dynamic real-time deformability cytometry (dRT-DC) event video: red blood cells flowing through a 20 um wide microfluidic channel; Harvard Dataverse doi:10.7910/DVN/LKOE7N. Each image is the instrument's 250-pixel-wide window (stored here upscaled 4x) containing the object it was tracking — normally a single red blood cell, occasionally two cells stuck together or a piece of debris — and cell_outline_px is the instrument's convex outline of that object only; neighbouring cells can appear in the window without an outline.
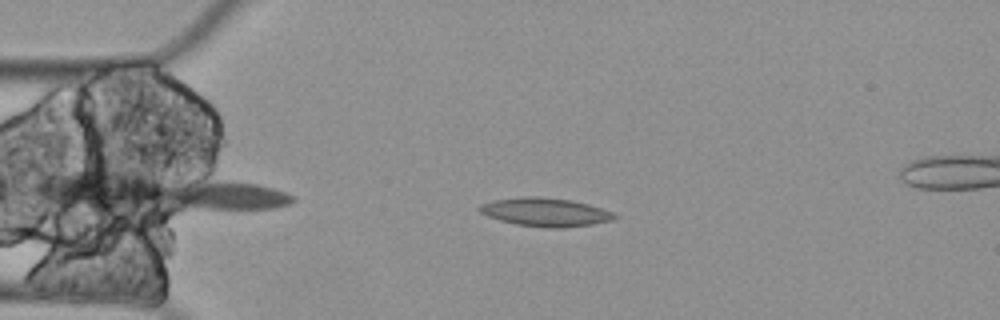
{"species": "Egyptian fruit bat (a non-hibernating species)", "species_latin": "Rousettus aegyptiacus", "temperature_condition": "cold", "stored_images_in_passage": 5, "camera_frame_rate_fps": 3000, "um_per_image_px": 0.085, "animal": {"sex": "female"}, "frame": {"image": 1, "passage_image": 2, "time_ms": 0.333, "image_size_px": [1000, 320], "cell_outline_px": [[620, 216], [612, 220], [592, 224], [560, 228], [548, 228], [516, 224], [500, 220], [488, 216], [480, 212], [476, 208], [480, 204], [496, 200], [524, 196], [536, 196], [572, 200], [588, 204], [612, 212]], "centroid_in_image_um": [46.35, 18.03], "position_along_channel_um": 38.6, "area_um2": 22.31}}
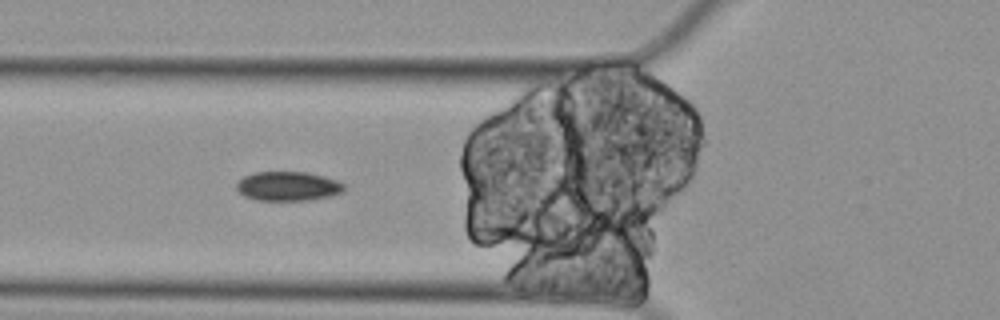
{"frame": {"image": 2, "passage_image": 4, "time_ms": 1.0, "image_size_px": [1000, 320], "cell_outline_px": [[348, 184], [344, 192], [332, 196], [304, 200], [256, 200], [244, 196], [236, 188], [236, 184], [244, 176], [256, 172], [308, 172], [324, 176]], "centroid_in_image_um": [24.54, 15.82], "position_along_channel_um": 101.3, "area_um2": 18.5}}
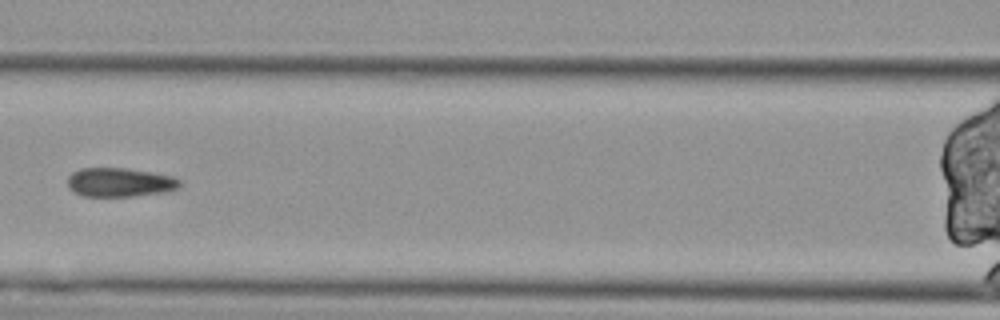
{"frame": {"image": 3, "passage_image": 5, "time_ms": 1.333, "image_size_px": [1000, 320], "cell_outline_px": [[180, 184], [176, 188], [168, 192], [132, 196], [84, 196], [68, 188], [68, 176], [72, 172], [80, 168], [124, 168], [152, 172], [172, 176], [180, 180]], "centroid_in_image_um": [10.17, 15.49], "position_along_channel_um": 156.4, "area_um2": 18.9}}